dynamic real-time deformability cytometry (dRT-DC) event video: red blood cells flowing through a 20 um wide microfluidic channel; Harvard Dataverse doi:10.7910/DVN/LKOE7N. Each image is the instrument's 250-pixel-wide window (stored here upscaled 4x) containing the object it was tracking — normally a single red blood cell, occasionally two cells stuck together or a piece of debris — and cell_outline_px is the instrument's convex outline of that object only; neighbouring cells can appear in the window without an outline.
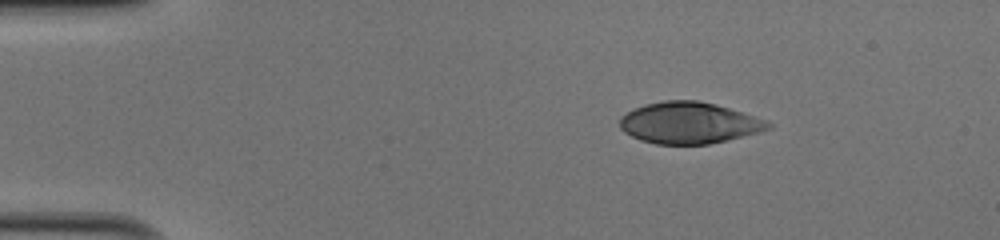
{"species": "human", "species_latin": "Homo sapiens", "temperature_condition": "cold", "stored_images_in_passage": 43, "camera_frame_rate_fps": 3000, "um_per_image_px": 0.085, "donor": {"sex": "male"}, "frame": {"image": 1, "passage_image": 1, "time_ms": 0.0, "image_size_px": [1000, 240], "cell_outline_px": [[772, 128], [760, 132], [708, 144], [656, 144], [640, 140], [624, 132], [620, 128], [620, 116], [644, 104], [664, 100], [696, 100], [716, 104], [768, 120], [772, 124]], "centroid_in_image_um": [58.58, 10.44], "position_along_channel_um": 26.4, "area_um2": 35.84}}
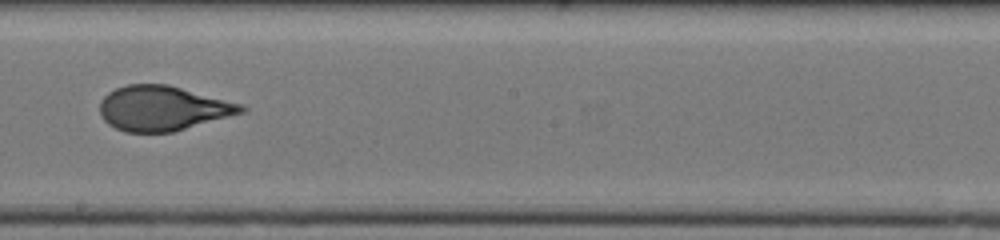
{"frame": {"image": 2, "passage_image": 22, "time_ms": 7.0, "image_size_px": [1000, 240], "cell_outline_px": [[248, 108], [244, 112], [172, 132], [124, 132], [108, 124], [100, 116], [100, 100], [108, 92], [116, 88], [128, 84], [168, 84], [244, 104]], "centroid_in_image_um": [13.83, 9.19], "position_along_channel_um": 234.4, "area_um2": 36.99}}
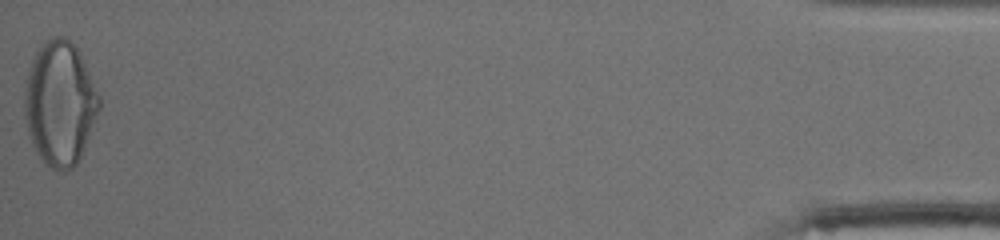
{"frame": {"image": 3, "passage_image": 43, "time_ms": 14.0, "image_size_px": [1000, 240], "cell_outline_px": [[100, 108], [80, 156], [76, 164], [72, 168], [64, 172], [60, 172], [44, 164], [40, 160], [32, 144], [28, 132], [24, 116], [24, 88], [28, 72], [32, 60], [36, 52], [44, 40], [56, 36], [64, 36], [76, 48], [100, 96]], "centroid_in_image_um": [5.05, 8.82], "position_along_channel_um": 430.1, "area_um2": 53.75}, "authors_computed_cell_mechanics": {"area_um2": 37.1076, "velocity_mm_per_s": 4.0951, "shape_relaxation_time_tau1_ms": 8.4511, "shape_relaxation_time_tau2_ms": null, "deformation_change_tau1": 0.274, "deformation_change_tau2": null}}